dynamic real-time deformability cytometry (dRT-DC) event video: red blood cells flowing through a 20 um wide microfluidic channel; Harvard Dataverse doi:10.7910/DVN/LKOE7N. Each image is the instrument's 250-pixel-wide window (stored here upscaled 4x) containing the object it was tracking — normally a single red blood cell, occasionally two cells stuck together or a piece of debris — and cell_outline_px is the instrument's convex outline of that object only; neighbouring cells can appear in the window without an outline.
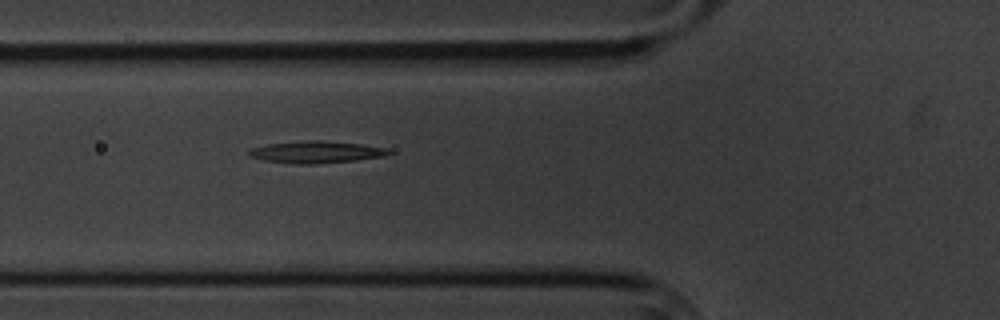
{"species": "common noctule bat (a hibernating species)", "species_latin": "Nyctalus noctula", "temperature_condition": "cold", "stored_images_in_passage": 2, "camera_frame_rate_fps": 3000, "um_per_image_px": 0.085, "animal": {"sex": "male", "body_mass_g": 20.1, "forearm_length_mm": 53.5}, "frame": {"image": 1, "passage_image": 2, "time_ms": 1.0, "image_size_px": [1000, 320], "cell_outline_px": [[392, 152], [384, 156], [356, 160], [316, 164], [300, 164], [264, 160], [248, 156], [248, 152], [252, 148], [268, 144], [308, 140], [320, 140], [360, 144], [388, 148]], "centroid_in_image_um": [26.89, 12.92], "position_along_channel_um": 98.9, "area_um2": 17.74}}